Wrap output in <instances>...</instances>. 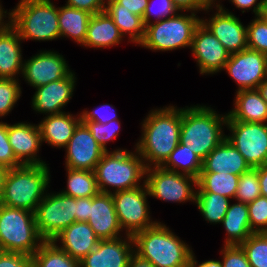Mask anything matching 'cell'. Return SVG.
<instances>
[{
    "label": "cell",
    "instance_id": "obj_1",
    "mask_svg": "<svg viewBox=\"0 0 267 267\" xmlns=\"http://www.w3.org/2000/svg\"><path fill=\"white\" fill-rule=\"evenodd\" d=\"M141 121L134 148L145 167L161 166L180 143L182 107L169 104L149 110Z\"/></svg>",
    "mask_w": 267,
    "mask_h": 267
},
{
    "label": "cell",
    "instance_id": "obj_2",
    "mask_svg": "<svg viewBox=\"0 0 267 267\" xmlns=\"http://www.w3.org/2000/svg\"><path fill=\"white\" fill-rule=\"evenodd\" d=\"M228 113H219L211 105L182 107L180 143L188 146L203 161L225 138Z\"/></svg>",
    "mask_w": 267,
    "mask_h": 267
},
{
    "label": "cell",
    "instance_id": "obj_3",
    "mask_svg": "<svg viewBox=\"0 0 267 267\" xmlns=\"http://www.w3.org/2000/svg\"><path fill=\"white\" fill-rule=\"evenodd\" d=\"M160 220L133 236L134 252L154 267H188L193 248Z\"/></svg>",
    "mask_w": 267,
    "mask_h": 267
},
{
    "label": "cell",
    "instance_id": "obj_4",
    "mask_svg": "<svg viewBox=\"0 0 267 267\" xmlns=\"http://www.w3.org/2000/svg\"><path fill=\"white\" fill-rule=\"evenodd\" d=\"M105 151L94 170L98 189L112 194L134 189L145 183L146 167L135 148Z\"/></svg>",
    "mask_w": 267,
    "mask_h": 267
},
{
    "label": "cell",
    "instance_id": "obj_5",
    "mask_svg": "<svg viewBox=\"0 0 267 267\" xmlns=\"http://www.w3.org/2000/svg\"><path fill=\"white\" fill-rule=\"evenodd\" d=\"M49 164L9 168L1 191L2 204L34 212L49 190Z\"/></svg>",
    "mask_w": 267,
    "mask_h": 267
},
{
    "label": "cell",
    "instance_id": "obj_6",
    "mask_svg": "<svg viewBox=\"0 0 267 267\" xmlns=\"http://www.w3.org/2000/svg\"><path fill=\"white\" fill-rule=\"evenodd\" d=\"M53 1L19 0L11 9V26L23 42L60 39L58 5Z\"/></svg>",
    "mask_w": 267,
    "mask_h": 267
},
{
    "label": "cell",
    "instance_id": "obj_7",
    "mask_svg": "<svg viewBox=\"0 0 267 267\" xmlns=\"http://www.w3.org/2000/svg\"><path fill=\"white\" fill-rule=\"evenodd\" d=\"M200 22L197 13L179 11L174 16L146 25L139 46L152 52L191 49L194 31Z\"/></svg>",
    "mask_w": 267,
    "mask_h": 267
},
{
    "label": "cell",
    "instance_id": "obj_8",
    "mask_svg": "<svg viewBox=\"0 0 267 267\" xmlns=\"http://www.w3.org/2000/svg\"><path fill=\"white\" fill-rule=\"evenodd\" d=\"M43 242L34 212L0 205V251L32 256Z\"/></svg>",
    "mask_w": 267,
    "mask_h": 267
},
{
    "label": "cell",
    "instance_id": "obj_9",
    "mask_svg": "<svg viewBox=\"0 0 267 267\" xmlns=\"http://www.w3.org/2000/svg\"><path fill=\"white\" fill-rule=\"evenodd\" d=\"M145 184L153 199L178 205L187 202L195 205L197 179L192 176L153 166L146 168Z\"/></svg>",
    "mask_w": 267,
    "mask_h": 267
},
{
    "label": "cell",
    "instance_id": "obj_10",
    "mask_svg": "<svg viewBox=\"0 0 267 267\" xmlns=\"http://www.w3.org/2000/svg\"><path fill=\"white\" fill-rule=\"evenodd\" d=\"M114 200L118 222L125 235L136 233L154 226L158 219L151 216L148 202L149 192L146 184L134 189L111 194ZM151 214V215H150Z\"/></svg>",
    "mask_w": 267,
    "mask_h": 267
},
{
    "label": "cell",
    "instance_id": "obj_11",
    "mask_svg": "<svg viewBox=\"0 0 267 267\" xmlns=\"http://www.w3.org/2000/svg\"><path fill=\"white\" fill-rule=\"evenodd\" d=\"M76 198L49 191L34 211L39 235L52 241L63 229L76 222Z\"/></svg>",
    "mask_w": 267,
    "mask_h": 267
},
{
    "label": "cell",
    "instance_id": "obj_12",
    "mask_svg": "<svg viewBox=\"0 0 267 267\" xmlns=\"http://www.w3.org/2000/svg\"><path fill=\"white\" fill-rule=\"evenodd\" d=\"M226 129V139L251 168L267 164V123L227 120Z\"/></svg>",
    "mask_w": 267,
    "mask_h": 267
},
{
    "label": "cell",
    "instance_id": "obj_13",
    "mask_svg": "<svg viewBox=\"0 0 267 267\" xmlns=\"http://www.w3.org/2000/svg\"><path fill=\"white\" fill-rule=\"evenodd\" d=\"M210 12L212 14H209ZM203 14H208V18L201 15V23L220 41L229 54L247 49V25H244L232 11L224 6L208 8Z\"/></svg>",
    "mask_w": 267,
    "mask_h": 267
},
{
    "label": "cell",
    "instance_id": "obj_14",
    "mask_svg": "<svg viewBox=\"0 0 267 267\" xmlns=\"http://www.w3.org/2000/svg\"><path fill=\"white\" fill-rule=\"evenodd\" d=\"M66 58L56 50H39L24 59L22 80L32 89L67 77L73 70ZM71 68V69H70Z\"/></svg>",
    "mask_w": 267,
    "mask_h": 267
},
{
    "label": "cell",
    "instance_id": "obj_15",
    "mask_svg": "<svg viewBox=\"0 0 267 267\" xmlns=\"http://www.w3.org/2000/svg\"><path fill=\"white\" fill-rule=\"evenodd\" d=\"M223 71L237 85L235 91L257 89L267 78V55L248 48L230 54Z\"/></svg>",
    "mask_w": 267,
    "mask_h": 267
},
{
    "label": "cell",
    "instance_id": "obj_16",
    "mask_svg": "<svg viewBox=\"0 0 267 267\" xmlns=\"http://www.w3.org/2000/svg\"><path fill=\"white\" fill-rule=\"evenodd\" d=\"M190 51L200 75L206 76L221 73L230 57L225 47L201 22L195 28Z\"/></svg>",
    "mask_w": 267,
    "mask_h": 267
},
{
    "label": "cell",
    "instance_id": "obj_17",
    "mask_svg": "<svg viewBox=\"0 0 267 267\" xmlns=\"http://www.w3.org/2000/svg\"><path fill=\"white\" fill-rule=\"evenodd\" d=\"M77 75L73 70L67 77L35 88L30 105L37 115L60 114L74 96Z\"/></svg>",
    "mask_w": 267,
    "mask_h": 267
},
{
    "label": "cell",
    "instance_id": "obj_18",
    "mask_svg": "<svg viewBox=\"0 0 267 267\" xmlns=\"http://www.w3.org/2000/svg\"><path fill=\"white\" fill-rule=\"evenodd\" d=\"M65 168L94 171L105 150L82 121L64 147Z\"/></svg>",
    "mask_w": 267,
    "mask_h": 267
},
{
    "label": "cell",
    "instance_id": "obj_19",
    "mask_svg": "<svg viewBox=\"0 0 267 267\" xmlns=\"http://www.w3.org/2000/svg\"><path fill=\"white\" fill-rule=\"evenodd\" d=\"M8 140L15 158L22 165L48 164L40 157L42 141L38 123H8Z\"/></svg>",
    "mask_w": 267,
    "mask_h": 267
},
{
    "label": "cell",
    "instance_id": "obj_20",
    "mask_svg": "<svg viewBox=\"0 0 267 267\" xmlns=\"http://www.w3.org/2000/svg\"><path fill=\"white\" fill-rule=\"evenodd\" d=\"M133 253L134 241L130 235L99 240L96 248L80 261V267H128Z\"/></svg>",
    "mask_w": 267,
    "mask_h": 267
},
{
    "label": "cell",
    "instance_id": "obj_21",
    "mask_svg": "<svg viewBox=\"0 0 267 267\" xmlns=\"http://www.w3.org/2000/svg\"><path fill=\"white\" fill-rule=\"evenodd\" d=\"M87 223L100 240L125 236L119 225L111 194L99 192L92 197Z\"/></svg>",
    "mask_w": 267,
    "mask_h": 267
},
{
    "label": "cell",
    "instance_id": "obj_22",
    "mask_svg": "<svg viewBox=\"0 0 267 267\" xmlns=\"http://www.w3.org/2000/svg\"><path fill=\"white\" fill-rule=\"evenodd\" d=\"M99 240L87 222L76 221L63 229L52 242L80 262L96 248Z\"/></svg>",
    "mask_w": 267,
    "mask_h": 267
},
{
    "label": "cell",
    "instance_id": "obj_23",
    "mask_svg": "<svg viewBox=\"0 0 267 267\" xmlns=\"http://www.w3.org/2000/svg\"><path fill=\"white\" fill-rule=\"evenodd\" d=\"M80 122V112L75 115L67 111L44 116L38 122L42 144L46 143L52 148L63 149L68 144Z\"/></svg>",
    "mask_w": 267,
    "mask_h": 267
},
{
    "label": "cell",
    "instance_id": "obj_24",
    "mask_svg": "<svg viewBox=\"0 0 267 267\" xmlns=\"http://www.w3.org/2000/svg\"><path fill=\"white\" fill-rule=\"evenodd\" d=\"M250 169L242 154L225 138L203 160L201 172L230 173L240 176Z\"/></svg>",
    "mask_w": 267,
    "mask_h": 267
},
{
    "label": "cell",
    "instance_id": "obj_25",
    "mask_svg": "<svg viewBox=\"0 0 267 267\" xmlns=\"http://www.w3.org/2000/svg\"><path fill=\"white\" fill-rule=\"evenodd\" d=\"M22 43L11 25L0 33V78L20 80L24 63Z\"/></svg>",
    "mask_w": 267,
    "mask_h": 267
},
{
    "label": "cell",
    "instance_id": "obj_26",
    "mask_svg": "<svg viewBox=\"0 0 267 267\" xmlns=\"http://www.w3.org/2000/svg\"><path fill=\"white\" fill-rule=\"evenodd\" d=\"M124 41L118 27L106 11L92 15L88 23V29L83 48L110 49Z\"/></svg>",
    "mask_w": 267,
    "mask_h": 267
},
{
    "label": "cell",
    "instance_id": "obj_27",
    "mask_svg": "<svg viewBox=\"0 0 267 267\" xmlns=\"http://www.w3.org/2000/svg\"><path fill=\"white\" fill-rule=\"evenodd\" d=\"M227 113V120L267 123V103L257 89L236 91L233 108Z\"/></svg>",
    "mask_w": 267,
    "mask_h": 267
},
{
    "label": "cell",
    "instance_id": "obj_28",
    "mask_svg": "<svg viewBox=\"0 0 267 267\" xmlns=\"http://www.w3.org/2000/svg\"><path fill=\"white\" fill-rule=\"evenodd\" d=\"M232 202L221 222L226 232L223 245H240L254 233L250 228L247 203Z\"/></svg>",
    "mask_w": 267,
    "mask_h": 267
},
{
    "label": "cell",
    "instance_id": "obj_29",
    "mask_svg": "<svg viewBox=\"0 0 267 267\" xmlns=\"http://www.w3.org/2000/svg\"><path fill=\"white\" fill-rule=\"evenodd\" d=\"M91 17L92 14L87 11L76 9L66 4L58 6L60 38L71 39L82 47Z\"/></svg>",
    "mask_w": 267,
    "mask_h": 267
},
{
    "label": "cell",
    "instance_id": "obj_30",
    "mask_svg": "<svg viewBox=\"0 0 267 267\" xmlns=\"http://www.w3.org/2000/svg\"><path fill=\"white\" fill-rule=\"evenodd\" d=\"M105 11L113 19L124 39L127 38L128 43L139 46L145 35L142 17L127 9H120V4L115 0L106 5Z\"/></svg>",
    "mask_w": 267,
    "mask_h": 267
},
{
    "label": "cell",
    "instance_id": "obj_31",
    "mask_svg": "<svg viewBox=\"0 0 267 267\" xmlns=\"http://www.w3.org/2000/svg\"><path fill=\"white\" fill-rule=\"evenodd\" d=\"M66 170V186L59 191L73 198L93 197L100 191L98 189L94 171L70 169Z\"/></svg>",
    "mask_w": 267,
    "mask_h": 267
},
{
    "label": "cell",
    "instance_id": "obj_32",
    "mask_svg": "<svg viewBox=\"0 0 267 267\" xmlns=\"http://www.w3.org/2000/svg\"><path fill=\"white\" fill-rule=\"evenodd\" d=\"M239 177L230 173L200 172L196 192H211L234 200Z\"/></svg>",
    "mask_w": 267,
    "mask_h": 267
},
{
    "label": "cell",
    "instance_id": "obj_33",
    "mask_svg": "<svg viewBox=\"0 0 267 267\" xmlns=\"http://www.w3.org/2000/svg\"><path fill=\"white\" fill-rule=\"evenodd\" d=\"M203 161L188 146L179 143L161 165L163 169L198 178Z\"/></svg>",
    "mask_w": 267,
    "mask_h": 267
},
{
    "label": "cell",
    "instance_id": "obj_34",
    "mask_svg": "<svg viewBox=\"0 0 267 267\" xmlns=\"http://www.w3.org/2000/svg\"><path fill=\"white\" fill-rule=\"evenodd\" d=\"M232 199L211 192H196L195 206L206 223L220 224Z\"/></svg>",
    "mask_w": 267,
    "mask_h": 267
},
{
    "label": "cell",
    "instance_id": "obj_35",
    "mask_svg": "<svg viewBox=\"0 0 267 267\" xmlns=\"http://www.w3.org/2000/svg\"><path fill=\"white\" fill-rule=\"evenodd\" d=\"M33 267H80V262L52 241H44L31 256Z\"/></svg>",
    "mask_w": 267,
    "mask_h": 267
},
{
    "label": "cell",
    "instance_id": "obj_36",
    "mask_svg": "<svg viewBox=\"0 0 267 267\" xmlns=\"http://www.w3.org/2000/svg\"><path fill=\"white\" fill-rule=\"evenodd\" d=\"M240 246L251 267H267V232L252 233Z\"/></svg>",
    "mask_w": 267,
    "mask_h": 267
},
{
    "label": "cell",
    "instance_id": "obj_37",
    "mask_svg": "<svg viewBox=\"0 0 267 267\" xmlns=\"http://www.w3.org/2000/svg\"><path fill=\"white\" fill-rule=\"evenodd\" d=\"M21 80L0 78V121L12 112L22 97Z\"/></svg>",
    "mask_w": 267,
    "mask_h": 267
},
{
    "label": "cell",
    "instance_id": "obj_38",
    "mask_svg": "<svg viewBox=\"0 0 267 267\" xmlns=\"http://www.w3.org/2000/svg\"><path fill=\"white\" fill-rule=\"evenodd\" d=\"M259 196H261V191L258 177V167L251 168L240 175L234 200L249 203Z\"/></svg>",
    "mask_w": 267,
    "mask_h": 267
},
{
    "label": "cell",
    "instance_id": "obj_39",
    "mask_svg": "<svg viewBox=\"0 0 267 267\" xmlns=\"http://www.w3.org/2000/svg\"><path fill=\"white\" fill-rule=\"evenodd\" d=\"M86 124L90 130L92 136L95 138L97 143L105 150L109 142H114L116 138L120 135L121 131V121L119 119L112 120L106 124H100L94 121H82Z\"/></svg>",
    "mask_w": 267,
    "mask_h": 267
},
{
    "label": "cell",
    "instance_id": "obj_40",
    "mask_svg": "<svg viewBox=\"0 0 267 267\" xmlns=\"http://www.w3.org/2000/svg\"><path fill=\"white\" fill-rule=\"evenodd\" d=\"M247 48L267 55V25L259 16L247 24Z\"/></svg>",
    "mask_w": 267,
    "mask_h": 267
},
{
    "label": "cell",
    "instance_id": "obj_41",
    "mask_svg": "<svg viewBox=\"0 0 267 267\" xmlns=\"http://www.w3.org/2000/svg\"><path fill=\"white\" fill-rule=\"evenodd\" d=\"M178 12L179 10L172 0H148L145 13L142 17L143 24L145 26L149 25L167 17L174 16Z\"/></svg>",
    "mask_w": 267,
    "mask_h": 267
},
{
    "label": "cell",
    "instance_id": "obj_42",
    "mask_svg": "<svg viewBox=\"0 0 267 267\" xmlns=\"http://www.w3.org/2000/svg\"><path fill=\"white\" fill-rule=\"evenodd\" d=\"M247 206L251 230L254 233L267 232V197L259 196Z\"/></svg>",
    "mask_w": 267,
    "mask_h": 267
},
{
    "label": "cell",
    "instance_id": "obj_43",
    "mask_svg": "<svg viewBox=\"0 0 267 267\" xmlns=\"http://www.w3.org/2000/svg\"><path fill=\"white\" fill-rule=\"evenodd\" d=\"M220 249L222 267H251L240 245H223Z\"/></svg>",
    "mask_w": 267,
    "mask_h": 267
},
{
    "label": "cell",
    "instance_id": "obj_44",
    "mask_svg": "<svg viewBox=\"0 0 267 267\" xmlns=\"http://www.w3.org/2000/svg\"><path fill=\"white\" fill-rule=\"evenodd\" d=\"M82 110L80 111L81 121H94L100 124H106L112 120L119 119L115 106H112V104H103L90 110L89 108Z\"/></svg>",
    "mask_w": 267,
    "mask_h": 267
},
{
    "label": "cell",
    "instance_id": "obj_45",
    "mask_svg": "<svg viewBox=\"0 0 267 267\" xmlns=\"http://www.w3.org/2000/svg\"><path fill=\"white\" fill-rule=\"evenodd\" d=\"M0 166L16 168L22 164L15 158L8 140V122L0 121Z\"/></svg>",
    "mask_w": 267,
    "mask_h": 267
},
{
    "label": "cell",
    "instance_id": "obj_46",
    "mask_svg": "<svg viewBox=\"0 0 267 267\" xmlns=\"http://www.w3.org/2000/svg\"><path fill=\"white\" fill-rule=\"evenodd\" d=\"M0 267H33V263L26 254L0 251Z\"/></svg>",
    "mask_w": 267,
    "mask_h": 267
},
{
    "label": "cell",
    "instance_id": "obj_47",
    "mask_svg": "<svg viewBox=\"0 0 267 267\" xmlns=\"http://www.w3.org/2000/svg\"><path fill=\"white\" fill-rule=\"evenodd\" d=\"M67 6L87 11L92 15L105 11L106 5L101 0H66Z\"/></svg>",
    "mask_w": 267,
    "mask_h": 267
},
{
    "label": "cell",
    "instance_id": "obj_48",
    "mask_svg": "<svg viewBox=\"0 0 267 267\" xmlns=\"http://www.w3.org/2000/svg\"><path fill=\"white\" fill-rule=\"evenodd\" d=\"M179 11L203 13L210 8V0H172ZM201 11V12H200Z\"/></svg>",
    "mask_w": 267,
    "mask_h": 267
},
{
    "label": "cell",
    "instance_id": "obj_49",
    "mask_svg": "<svg viewBox=\"0 0 267 267\" xmlns=\"http://www.w3.org/2000/svg\"><path fill=\"white\" fill-rule=\"evenodd\" d=\"M266 0H229L234 8L243 13L252 11L254 16H258Z\"/></svg>",
    "mask_w": 267,
    "mask_h": 267
},
{
    "label": "cell",
    "instance_id": "obj_50",
    "mask_svg": "<svg viewBox=\"0 0 267 267\" xmlns=\"http://www.w3.org/2000/svg\"><path fill=\"white\" fill-rule=\"evenodd\" d=\"M120 4V9H127L130 12L143 17L148 0H115Z\"/></svg>",
    "mask_w": 267,
    "mask_h": 267
},
{
    "label": "cell",
    "instance_id": "obj_51",
    "mask_svg": "<svg viewBox=\"0 0 267 267\" xmlns=\"http://www.w3.org/2000/svg\"><path fill=\"white\" fill-rule=\"evenodd\" d=\"M91 205L92 197L76 198V221H88Z\"/></svg>",
    "mask_w": 267,
    "mask_h": 267
},
{
    "label": "cell",
    "instance_id": "obj_52",
    "mask_svg": "<svg viewBox=\"0 0 267 267\" xmlns=\"http://www.w3.org/2000/svg\"><path fill=\"white\" fill-rule=\"evenodd\" d=\"M195 256V253L191 254V259L188 267H222L221 259H208L206 261L199 262Z\"/></svg>",
    "mask_w": 267,
    "mask_h": 267
},
{
    "label": "cell",
    "instance_id": "obj_53",
    "mask_svg": "<svg viewBox=\"0 0 267 267\" xmlns=\"http://www.w3.org/2000/svg\"><path fill=\"white\" fill-rule=\"evenodd\" d=\"M0 0V33L4 32L11 25V9L3 8Z\"/></svg>",
    "mask_w": 267,
    "mask_h": 267
},
{
    "label": "cell",
    "instance_id": "obj_54",
    "mask_svg": "<svg viewBox=\"0 0 267 267\" xmlns=\"http://www.w3.org/2000/svg\"><path fill=\"white\" fill-rule=\"evenodd\" d=\"M261 196L267 197V164L258 167Z\"/></svg>",
    "mask_w": 267,
    "mask_h": 267
},
{
    "label": "cell",
    "instance_id": "obj_55",
    "mask_svg": "<svg viewBox=\"0 0 267 267\" xmlns=\"http://www.w3.org/2000/svg\"><path fill=\"white\" fill-rule=\"evenodd\" d=\"M128 267H154L148 260L141 258L135 252L131 255Z\"/></svg>",
    "mask_w": 267,
    "mask_h": 267
},
{
    "label": "cell",
    "instance_id": "obj_56",
    "mask_svg": "<svg viewBox=\"0 0 267 267\" xmlns=\"http://www.w3.org/2000/svg\"><path fill=\"white\" fill-rule=\"evenodd\" d=\"M257 90L267 103V78L260 83V85L257 87Z\"/></svg>",
    "mask_w": 267,
    "mask_h": 267
},
{
    "label": "cell",
    "instance_id": "obj_57",
    "mask_svg": "<svg viewBox=\"0 0 267 267\" xmlns=\"http://www.w3.org/2000/svg\"><path fill=\"white\" fill-rule=\"evenodd\" d=\"M7 171H8V168L7 167L0 166V190L1 191L3 189L4 178L6 176Z\"/></svg>",
    "mask_w": 267,
    "mask_h": 267
},
{
    "label": "cell",
    "instance_id": "obj_58",
    "mask_svg": "<svg viewBox=\"0 0 267 267\" xmlns=\"http://www.w3.org/2000/svg\"><path fill=\"white\" fill-rule=\"evenodd\" d=\"M258 16L267 25V2H265Z\"/></svg>",
    "mask_w": 267,
    "mask_h": 267
},
{
    "label": "cell",
    "instance_id": "obj_59",
    "mask_svg": "<svg viewBox=\"0 0 267 267\" xmlns=\"http://www.w3.org/2000/svg\"><path fill=\"white\" fill-rule=\"evenodd\" d=\"M222 2H224V0H210V8H223L224 5Z\"/></svg>",
    "mask_w": 267,
    "mask_h": 267
},
{
    "label": "cell",
    "instance_id": "obj_60",
    "mask_svg": "<svg viewBox=\"0 0 267 267\" xmlns=\"http://www.w3.org/2000/svg\"><path fill=\"white\" fill-rule=\"evenodd\" d=\"M105 5H107L109 2H111L112 0H101Z\"/></svg>",
    "mask_w": 267,
    "mask_h": 267
},
{
    "label": "cell",
    "instance_id": "obj_61",
    "mask_svg": "<svg viewBox=\"0 0 267 267\" xmlns=\"http://www.w3.org/2000/svg\"><path fill=\"white\" fill-rule=\"evenodd\" d=\"M2 204V195H1V190H0V205Z\"/></svg>",
    "mask_w": 267,
    "mask_h": 267
}]
</instances>
